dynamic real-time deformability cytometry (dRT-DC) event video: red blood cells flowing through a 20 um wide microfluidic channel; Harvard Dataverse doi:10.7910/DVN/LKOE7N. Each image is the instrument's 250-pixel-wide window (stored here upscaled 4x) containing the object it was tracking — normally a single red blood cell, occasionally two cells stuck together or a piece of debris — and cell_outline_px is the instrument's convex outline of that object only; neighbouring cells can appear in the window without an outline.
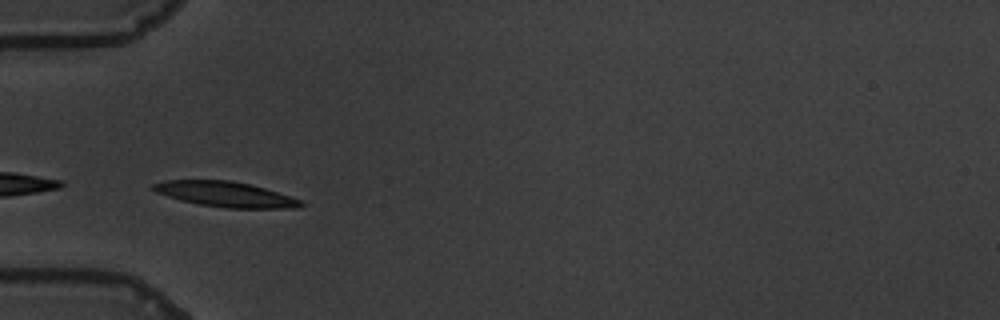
{"species": "common noctule bat (a hibernating species)", "species_latin": "Nyctalus noctula", "temperature_condition": "warm", "stored_images_in_passage": 4, "camera_frame_rate_fps": 3000, "um_per_image_px": 0.085, "animal": {"sex": "male", "body_mass_g": 19.5, "forearm_length_mm": 54.6}, "frame": {"image": 1, "passage_image": 1, "time_ms": 0.0, "image_size_px": [1000, 320], "cell_outline_px": [[304, 204], [300, 208], [224, 208], [200, 204], [180, 200], [156, 192], [152, 188], [152, 184], [164, 180], [232, 180], [264, 188], [300, 200]], "centroid_in_image_um": [19.14, 16.51], "position_along_channel_um": 65.9, "area_um2": 21.5}}